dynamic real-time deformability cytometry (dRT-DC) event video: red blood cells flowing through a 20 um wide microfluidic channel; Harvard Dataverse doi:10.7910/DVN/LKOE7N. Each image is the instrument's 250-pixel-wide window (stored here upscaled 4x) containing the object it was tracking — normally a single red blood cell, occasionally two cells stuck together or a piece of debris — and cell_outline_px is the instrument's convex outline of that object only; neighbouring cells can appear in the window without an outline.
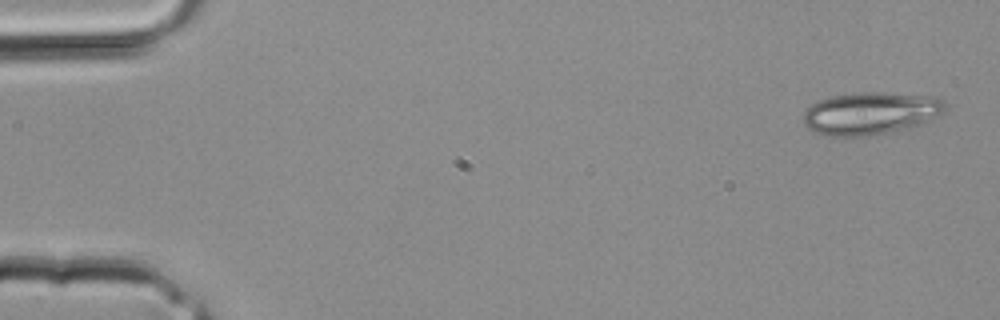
{"species": "common noctule bat (a hibernating species)", "species_latin": "Nyctalus noctula", "temperature_condition": "room temperature", "stored_images_in_passage": 3, "camera_frame_rate_fps": 3000, "um_per_image_px": 0.085, "animal": {"sex": "male", "body_mass_g": 20.4}, "frame": {"image": 1, "passage_image": 1, "time_ms": 0.0, "image_size_px": [1000, 320], "cell_outline_px": [[944, 112], [924, 124], [908, 128], [888, 132], [860, 136], [824, 136], [808, 128], [804, 124], [804, 112], [812, 104], [820, 100], [832, 96], [856, 92], [880, 92], [936, 96], [944, 100]], "centroid_in_image_um": [74.02, 9.62], "position_along_channel_um": 11.0, "area_um2": 35.2}}